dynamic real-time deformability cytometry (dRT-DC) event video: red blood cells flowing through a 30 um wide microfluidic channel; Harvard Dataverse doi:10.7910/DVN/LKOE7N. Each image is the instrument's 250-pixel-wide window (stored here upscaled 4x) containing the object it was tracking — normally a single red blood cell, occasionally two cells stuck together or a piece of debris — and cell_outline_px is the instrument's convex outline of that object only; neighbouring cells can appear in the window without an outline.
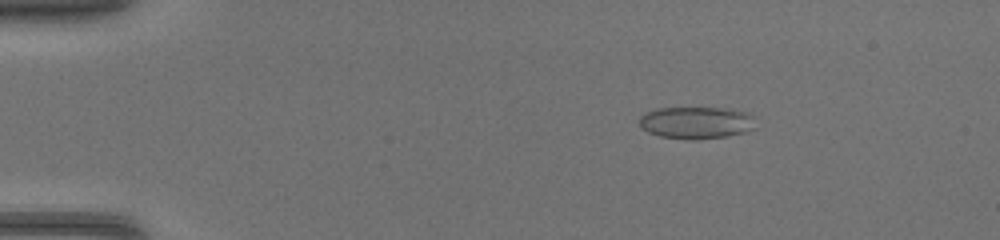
{"species": "common noctule bat (a hibernating species)", "species_latin": "Nyctalus noctula", "temperature_condition": "warm", "stored_images_in_passage": 22, "camera_frame_rate_fps": 3000, "um_per_image_px": 0.085, "animal": {"sex": "female", "body_mass_g": 17.0, "forearm_length_mm": 48.0}, "frame": {"image": 1, "passage_image": 8, "time_ms": 2.333, "image_size_px": [1000, 240], "cell_outline_px": [[752, 128], [744, 132], [724, 136], [696, 140], [692, 140], [660, 136], [648, 132], [640, 124], [640, 116], [644, 112], [656, 108], [728, 108], [748, 112], [752, 116]], "centroid_in_image_um": [59.14, 10.41], "position_along_channel_um": 25.9, "area_um2": 21.56}}
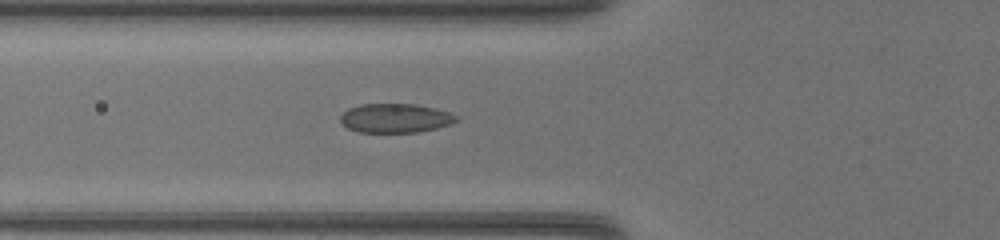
{"frame": {"image": 2, "passage_image": 18, "time_ms": 5.667, "image_size_px": [1000, 240], "cell_outline_px": [[460, 120], [452, 124], [436, 128], [416, 132], [360, 132], [348, 128], [340, 120], [340, 116], [348, 108], [360, 104], [416, 104], [436, 108], [448, 112], [456, 116]], "centroid_in_image_um": [33.62, 10.03], "position_along_channel_um": 92.2, "area_um2": 19.65}}
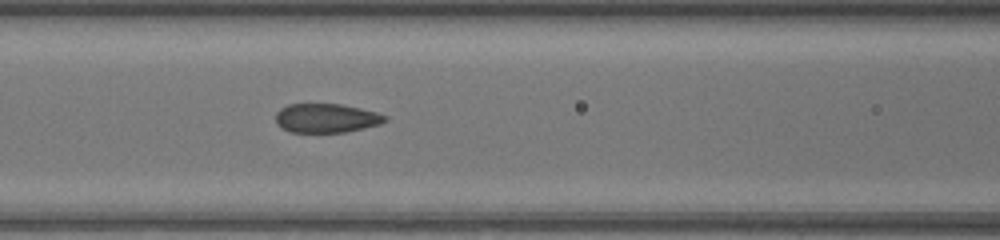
{"frame": {"image": 3, "passage_image": 21, "time_ms": 6.667, "image_size_px": [1000, 240], "cell_outline_px": [[388, 120], [380, 124], [364, 128], [344, 132], [292, 132], [276, 124], [276, 112], [280, 108], [288, 104], [340, 104], [360, 108], [376, 112], [388, 116]], "centroid_in_image_um": [27.75, 10.03], "position_along_channel_um": 138.9, "area_um2": 18.5}}